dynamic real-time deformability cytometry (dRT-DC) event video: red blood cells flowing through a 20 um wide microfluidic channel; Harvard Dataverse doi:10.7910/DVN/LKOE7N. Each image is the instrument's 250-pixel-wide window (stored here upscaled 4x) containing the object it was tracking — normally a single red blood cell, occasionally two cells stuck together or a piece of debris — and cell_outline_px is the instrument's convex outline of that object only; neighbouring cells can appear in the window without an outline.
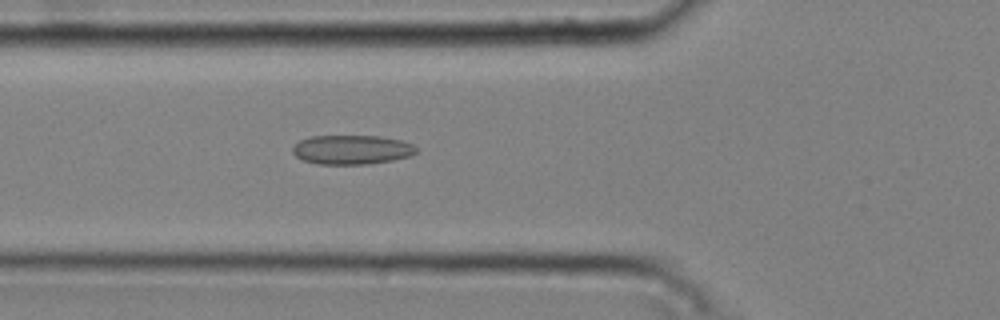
{"species": "common noctule bat (a hibernating species)", "species_latin": "Nyctalus noctula", "temperature_condition": "cold", "stored_images_in_passage": 19, "camera_frame_rate_fps": 3000, "um_per_image_px": 0.085, "animal": {"sex": "male", "body_mass_g": 20.4}, "frame": {"image": 1, "passage_image": 3, "time_ms": 0.667, "image_size_px": [1000, 320], "cell_outline_px": [[416, 152], [408, 156], [392, 160], [368, 164], [316, 164], [304, 160], [296, 156], [292, 152], [292, 148], [300, 140], [312, 136], [380, 136], [400, 140], [412, 144], [416, 148]], "centroid_in_image_um": [29.88, 12.72], "position_along_channel_um": 95.9, "area_um2": 20.92}}
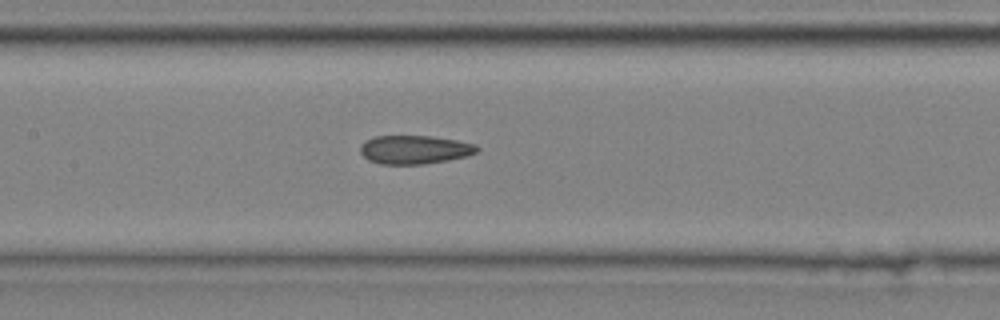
{"frame": {"image": 2, "passage_image": 9, "time_ms": 2.667, "image_size_px": [1000, 320], "cell_outline_px": [[480, 148], [476, 152], [468, 156], [448, 160], [424, 164], [380, 164], [368, 160], [360, 152], [360, 144], [364, 140], [376, 136], [432, 136], [456, 140], [476, 144]], "centroid_in_image_um": [35.23, 12.72], "position_along_channel_um": 172.2, "area_um2": 19.59}}
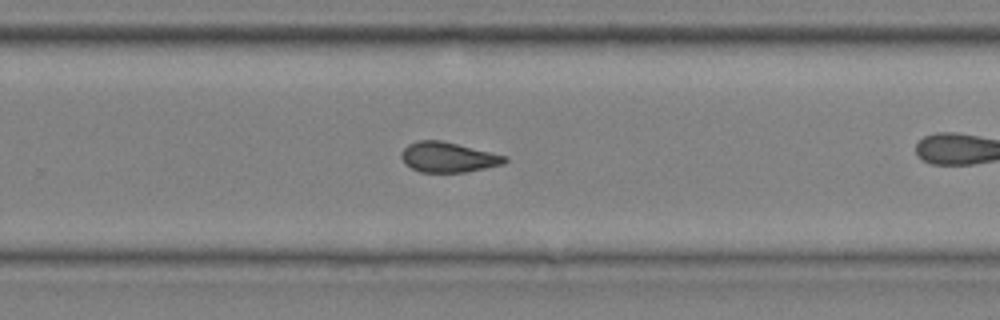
{"frame": {"image": 3, "passage_image": 15, "time_ms": 4.667, "image_size_px": [1000, 320], "cell_outline_px": [[508, 160], [504, 164], [468, 172], [420, 172], [404, 164], [400, 156], [400, 152], [408, 144], [420, 140], [440, 140], [508, 156]], "centroid_in_image_um": [38.09, 13.37], "position_along_channel_um": 291.7, "area_um2": 18.26}}